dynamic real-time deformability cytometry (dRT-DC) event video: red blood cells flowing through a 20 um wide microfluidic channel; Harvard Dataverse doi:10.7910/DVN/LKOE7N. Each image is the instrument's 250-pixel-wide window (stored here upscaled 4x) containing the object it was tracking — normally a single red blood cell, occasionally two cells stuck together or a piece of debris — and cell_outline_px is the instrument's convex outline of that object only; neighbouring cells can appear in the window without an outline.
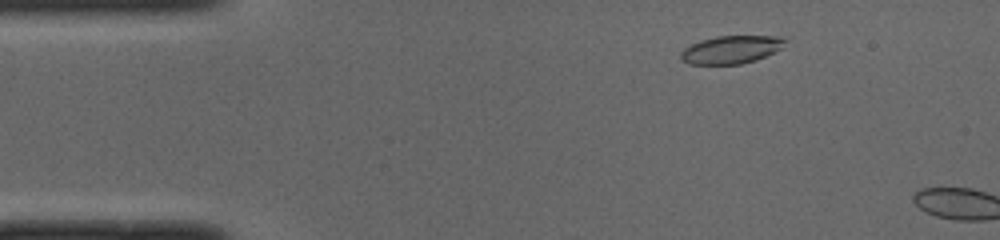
{"species": "common noctule bat (a hibernating species)", "species_latin": "Nyctalus noctula", "temperature_condition": "cold", "stored_images_in_passage": 7, "camera_frame_rate_fps": 3000, "um_per_image_px": 0.085, "animal": {"sex": "male", "body_mass_g": 19.0, "forearm_length_mm": 50.8}, "frame": {"image": 1, "passage_image": 5, "time_ms": 1.333, "image_size_px": [1000, 240], "cell_outline_px": [[784, 40], [780, 48], [756, 60], [740, 64], [688, 64], [680, 60], [680, 52], [684, 48], [700, 40], [716, 36], [784, 36]], "centroid_in_image_um": [62.07, 4.22], "position_along_channel_um": 22.9, "area_um2": 16.82}}